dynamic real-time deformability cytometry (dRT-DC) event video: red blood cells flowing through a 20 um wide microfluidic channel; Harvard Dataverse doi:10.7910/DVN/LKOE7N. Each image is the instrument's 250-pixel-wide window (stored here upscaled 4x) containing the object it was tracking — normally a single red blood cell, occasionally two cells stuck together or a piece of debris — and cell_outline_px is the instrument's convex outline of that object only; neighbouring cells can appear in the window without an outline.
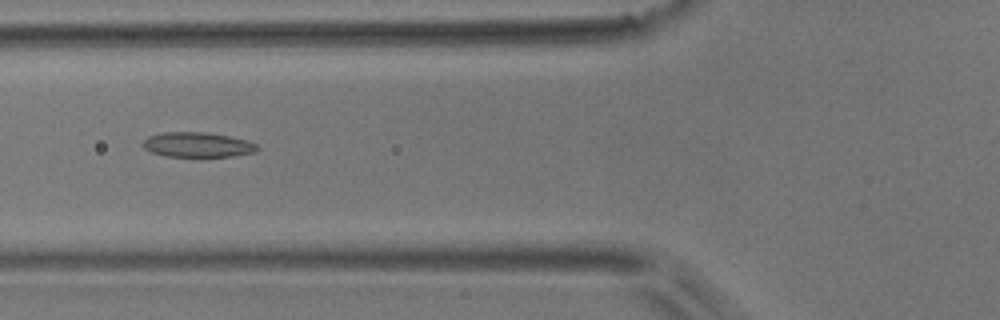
{"species": "common noctule bat (a hibernating species)", "species_latin": "Nyctalus noctula", "temperature_condition": "room temperature", "stored_images_in_passage": 7, "camera_frame_rate_fps": 3000, "um_per_image_px": 0.085, "animal": {"sex": "male", "body_mass_g": 17.9}, "frame": {"image": 1, "passage_image": 5, "time_ms": 5.333, "image_size_px": [1000, 320], "cell_outline_px": [[260, 148], [256, 152], [232, 156], [168, 156], [152, 152], [144, 148], [140, 144], [148, 136], [160, 132], [204, 132], [228, 136], [248, 140], [256, 144]], "centroid_in_image_um": [16.79, 12.29], "position_along_channel_um": 109.0, "area_um2": 16.59}}
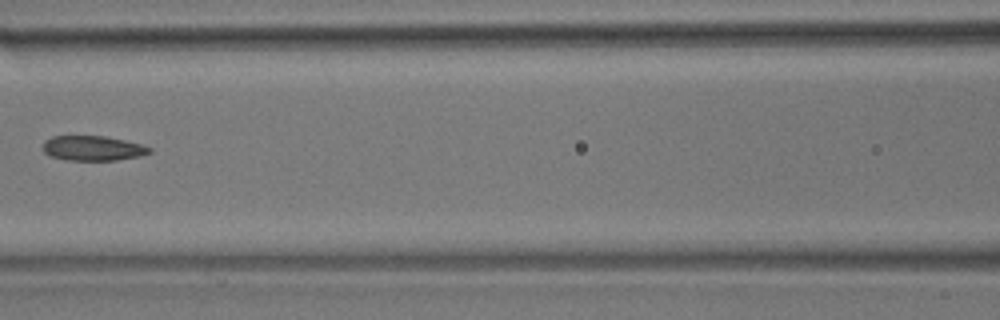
{"frame": {"image": 2, "passage_image": 6, "time_ms": 6.667, "image_size_px": [1000, 320], "cell_outline_px": [[152, 152], [140, 156], [116, 160], [68, 160], [52, 156], [44, 152], [44, 140], [52, 136], [104, 136], [124, 140], [140, 144], [152, 148]], "centroid_in_image_um": [7.91, 12.59], "position_along_channel_um": 158.7, "area_um2": 15.32}}
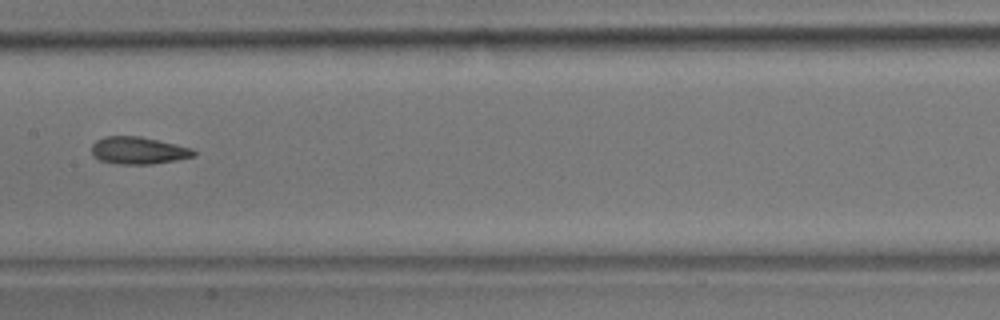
{"frame": {"image": 3, "passage_image": 7, "time_ms": 7.667, "image_size_px": [1000, 320], "cell_outline_px": [[196, 156], [176, 160], [152, 164], [116, 164], [100, 160], [92, 156], [92, 144], [96, 140], [104, 136], [140, 136], [192, 148], [196, 152]], "centroid_in_image_um": [11.74, 12.79], "position_along_channel_um": 195.7, "area_um2": 16.3}}